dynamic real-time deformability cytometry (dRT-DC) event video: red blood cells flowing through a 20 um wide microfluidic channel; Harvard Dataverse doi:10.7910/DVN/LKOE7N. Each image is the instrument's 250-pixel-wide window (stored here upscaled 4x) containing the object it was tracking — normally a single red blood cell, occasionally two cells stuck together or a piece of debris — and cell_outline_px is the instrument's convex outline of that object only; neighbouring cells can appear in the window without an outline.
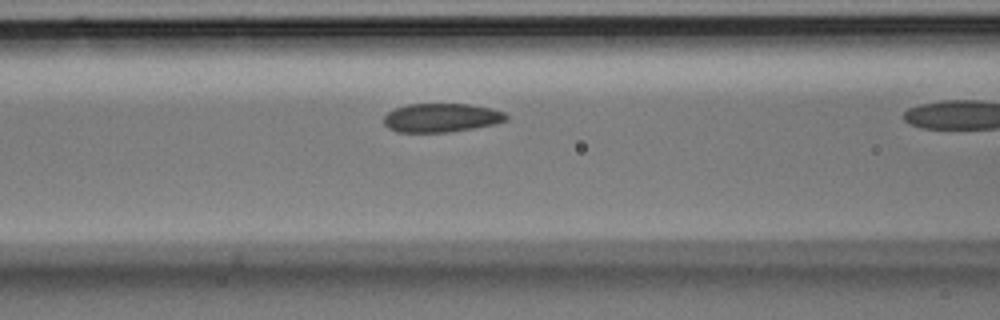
{"species": "Egyptian fruit bat (a non-hibernating species)", "species_latin": "Rousettus aegyptiacus", "temperature_condition": "room temperature", "stored_images_in_passage": 7, "camera_frame_rate_fps": 3000, "um_per_image_px": 0.085, "animal": {"sex": "male"}, "frame": {"image": 1, "passage_image": 6, "time_ms": 1.667, "image_size_px": [1000, 320], "cell_outline_px": [[508, 120], [492, 124], [472, 128], [448, 132], [396, 132], [388, 128], [384, 124], [384, 116], [388, 112], [396, 108], [408, 104], [468, 104], [492, 108], [504, 112], [508, 116]], "centroid_in_image_um": [37.5, 10.0], "position_along_channel_um": 129.1, "area_um2": 20.46}}